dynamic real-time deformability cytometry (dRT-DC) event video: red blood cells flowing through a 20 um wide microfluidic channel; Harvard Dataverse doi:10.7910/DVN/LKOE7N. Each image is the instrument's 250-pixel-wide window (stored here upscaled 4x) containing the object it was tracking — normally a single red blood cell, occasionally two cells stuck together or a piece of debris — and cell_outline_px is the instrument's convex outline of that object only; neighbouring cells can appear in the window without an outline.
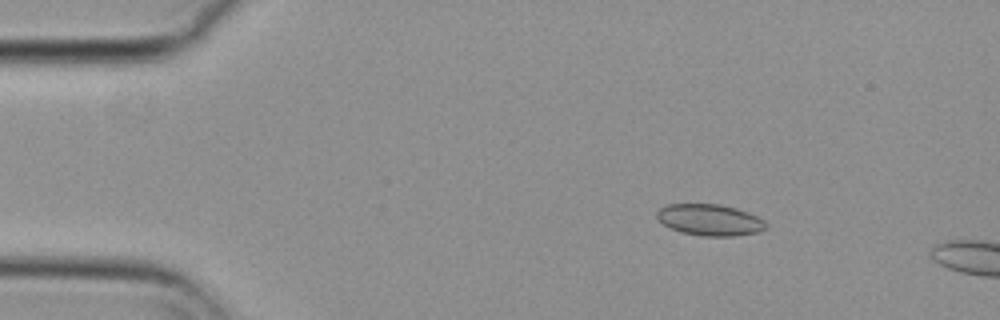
{"species": "common noctule bat (a hibernating species)", "species_latin": "Nyctalus noctula", "temperature_condition": "cold", "stored_images_in_passage": 53, "camera_frame_rate_fps": 3000, "um_per_image_px": 0.085, "animal": {"sex": "female", "body_mass_g": 29.2, "forearm_length_mm": 56.3}, "frame": {"image": 1, "passage_image": 8, "time_ms": 2.333, "image_size_px": [1000, 320], "cell_outline_px": [[768, 228], [760, 232], [736, 236], [700, 236], [680, 232], [664, 224], [656, 216], [656, 212], [660, 208], [668, 204], [720, 204], [736, 208], [748, 212], [764, 220], [768, 224]], "centroid_in_image_um": [60.38, 18.7], "position_along_channel_um": 24.6, "area_um2": 20.11}}
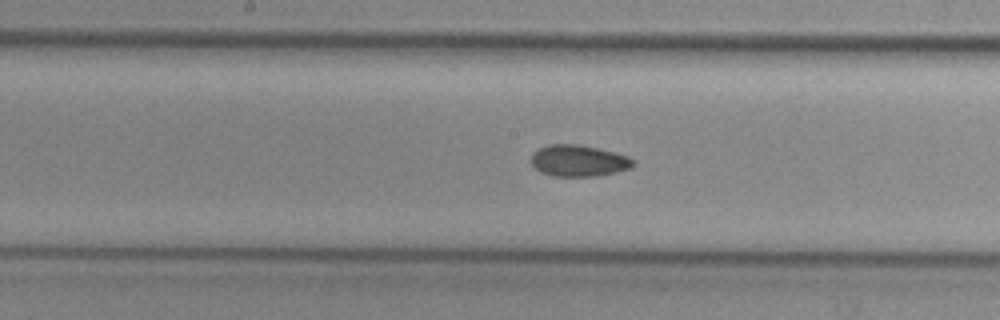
{"frame": {"image": 2, "passage_image": 28, "time_ms": 9.0, "image_size_px": [1000, 320], "cell_outline_px": [[636, 164], [632, 168], [600, 176], [552, 176], [540, 172], [532, 164], [532, 152], [548, 144], [576, 144], [616, 152], [628, 156]], "centroid_in_image_um": [49.2, 13.67], "position_along_channel_um": 199.0, "area_um2": 18.79}}
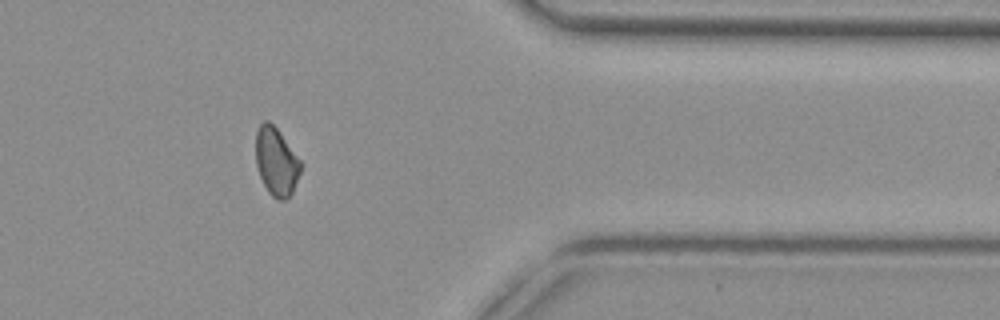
{"frame": {"image": 3, "passage_image": 45, "time_ms": 14.667, "image_size_px": [1000, 320], "cell_outline_px": [[304, 164], [292, 192], [288, 200], [276, 200], [268, 192], [260, 176], [256, 164], [256, 132], [260, 124], [264, 120], [268, 120], [276, 128]], "centroid_in_image_um": [23.5, 13.76], "position_along_channel_um": 387.9, "area_um2": 17.92}}